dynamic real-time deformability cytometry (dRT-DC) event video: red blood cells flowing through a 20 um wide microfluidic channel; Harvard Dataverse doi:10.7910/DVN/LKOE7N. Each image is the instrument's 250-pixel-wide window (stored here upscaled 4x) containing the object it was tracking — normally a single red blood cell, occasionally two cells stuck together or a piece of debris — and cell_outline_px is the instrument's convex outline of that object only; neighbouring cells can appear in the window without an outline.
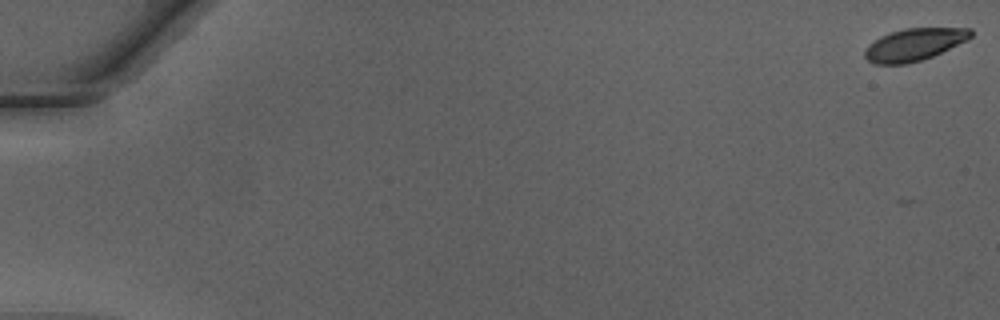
{"species": "Egyptian fruit bat (a non-hibernating species)", "species_latin": "Rousettus aegyptiacus", "temperature_condition": "warm", "stored_images_in_passage": 19, "camera_frame_rate_fps": 3000, "um_per_image_px": 0.085, "animal": {"sex": "male"}, "frame": {"image": 1, "passage_image": 1, "time_ms": 0.0, "image_size_px": [1000, 320], "cell_outline_px": [[972, 36], [968, 40], [932, 56], [920, 60], [904, 64], [876, 64], [868, 60], [864, 56], [864, 52], [868, 44], [880, 36], [904, 28], [972, 28]], "centroid_in_image_um": [77.7, 3.78], "position_along_channel_um": 7.3, "area_um2": 19.83}}
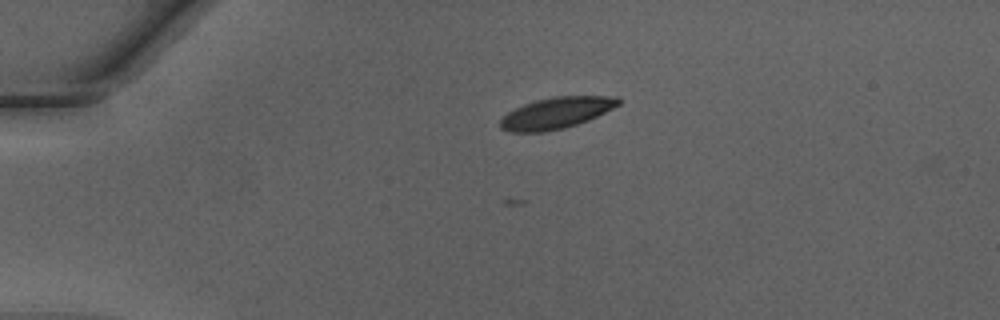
{"frame": {"image": 2, "passage_image": 13, "time_ms": 4.0, "image_size_px": [1000, 320], "cell_outline_px": [[620, 104], [588, 120], [564, 128], [544, 132], [508, 132], [500, 128], [500, 120], [508, 112], [524, 104], [536, 100], [552, 96], [616, 96], [620, 100]], "centroid_in_image_um": [47.26, 9.6], "position_along_channel_um": 37.7, "area_um2": 21.44}}
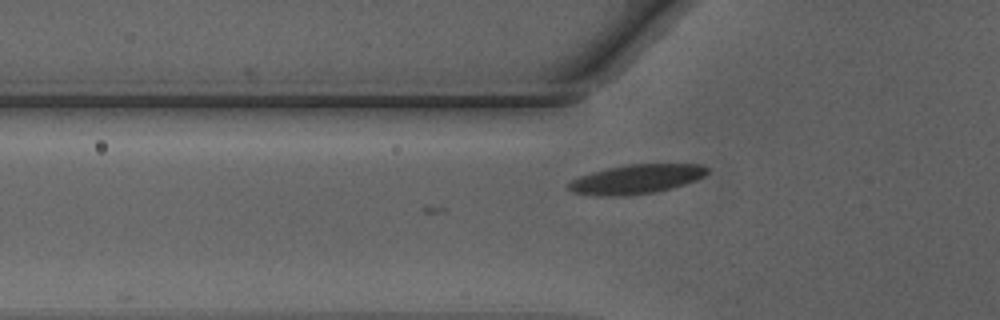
{"frame": {"image": 3, "passage_image": 19, "time_ms": 6.0, "image_size_px": [1000, 320], "cell_outline_px": [[708, 172], [704, 176], [696, 180], [672, 188], [652, 192], [624, 196], [592, 196], [572, 192], [568, 188], [568, 184], [572, 180], [580, 176], [592, 172], [608, 168], [628, 164], [700, 164], [708, 168]], "centroid_in_image_um": [54.07, 15.23], "position_along_channel_um": 71.7, "area_um2": 23.58}}